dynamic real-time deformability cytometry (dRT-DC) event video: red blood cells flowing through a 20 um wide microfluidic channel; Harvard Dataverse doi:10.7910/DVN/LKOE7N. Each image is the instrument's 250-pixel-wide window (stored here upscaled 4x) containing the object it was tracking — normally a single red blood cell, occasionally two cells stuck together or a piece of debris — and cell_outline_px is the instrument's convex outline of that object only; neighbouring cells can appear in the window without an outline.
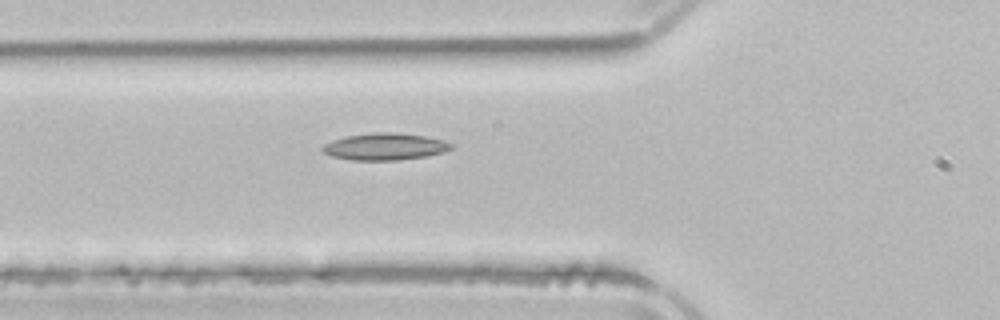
{"species": "common noctule bat (a hibernating species)", "species_latin": "Nyctalus noctula", "temperature_condition": "room temperature", "stored_images_in_passage": 7, "camera_frame_rate_fps": 3000, "um_per_image_px": 0.085, "animal": {"sex": "male", "body_mass_g": 21.5, "forearm_length_mm": 52.0}, "frame": {"image": 1, "passage_image": 7, "time_ms": 10.0, "image_size_px": [1000, 320], "cell_outline_px": [[452, 148], [444, 152], [424, 156], [396, 160], [352, 160], [332, 156], [324, 152], [320, 148], [324, 144], [332, 140], [348, 136], [376, 132], [392, 132], [424, 136], [444, 140], [452, 144]], "centroid_in_image_um": [32.7, 12.46], "position_along_channel_um": 93.1, "area_um2": 19.94}}